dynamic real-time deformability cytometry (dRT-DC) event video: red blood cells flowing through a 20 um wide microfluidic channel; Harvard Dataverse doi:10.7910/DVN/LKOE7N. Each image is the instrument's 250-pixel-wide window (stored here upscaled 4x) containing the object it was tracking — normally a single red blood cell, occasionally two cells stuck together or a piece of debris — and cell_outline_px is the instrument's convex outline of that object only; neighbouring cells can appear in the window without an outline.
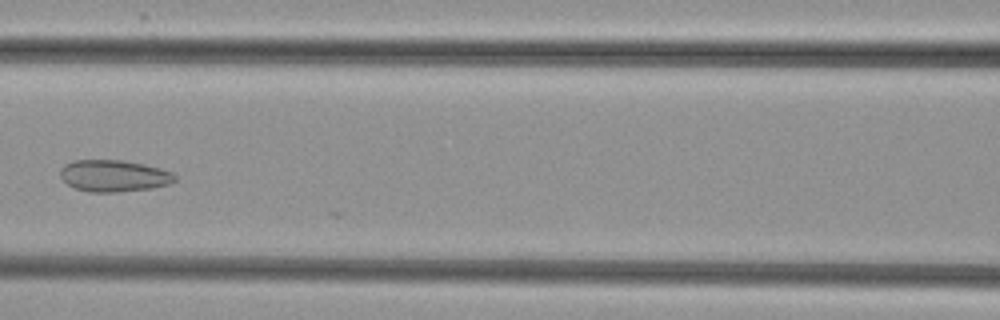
{"species": "common noctule bat (a hibernating species)", "species_latin": "Nyctalus noctula", "temperature_condition": "cold", "stored_images_in_passage": 5, "camera_frame_rate_fps": 3000, "um_per_image_px": 0.085, "animal": {"sex": "female", "body_mass_g": 29.2, "forearm_length_mm": 56.3}, "frame": {"image": 1, "passage_image": 5, "time_ms": 5.333, "image_size_px": [1000, 320], "cell_outline_px": [[176, 180], [172, 184], [152, 188], [116, 192], [88, 192], [76, 188], [68, 184], [60, 176], [60, 168], [64, 164], [72, 160], [120, 160], [144, 164], [160, 168], [172, 172], [176, 176]], "centroid_in_image_um": [9.69, 14.94], "position_along_channel_um": 156.9, "area_um2": 21.33}}